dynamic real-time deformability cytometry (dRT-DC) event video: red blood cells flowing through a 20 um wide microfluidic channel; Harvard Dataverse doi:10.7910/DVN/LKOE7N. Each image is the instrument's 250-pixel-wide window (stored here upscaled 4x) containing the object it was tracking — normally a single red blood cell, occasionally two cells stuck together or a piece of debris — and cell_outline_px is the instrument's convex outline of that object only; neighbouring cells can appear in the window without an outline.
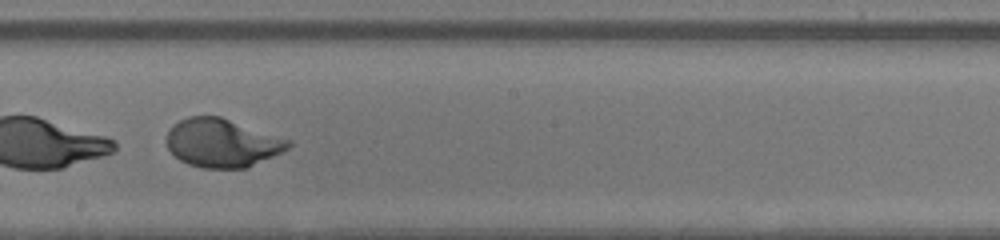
{"species": "human", "species_latin": "Homo sapiens", "temperature_condition": "warm", "stored_images_in_passage": 35, "segment_of_instrument_passage": [2, 2], "camera_frame_rate_fps": 3000, "um_per_image_px": 0.085, "donor": {"sex": "male"}, "frame": {"image": 1, "passage_image": 23, "time_ms": 7.333, "image_size_px": [1000, 240], "cell_outline_px": [[292, 144], [288, 148], [248, 168], [204, 168], [188, 164], [180, 160], [168, 148], [168, 132], [172, 124], [188, 116], [220, 116], [292, 140]], "centroid_in_image_um": [18.89, 12.14], "position_along_channel_um": 229.3, "area_um2": 34.22}}
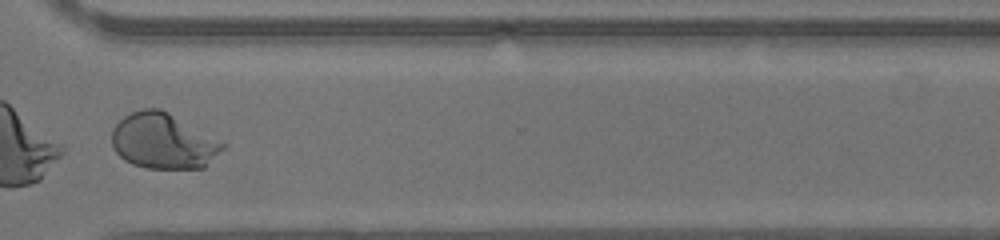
{"frame": {"image": 2, "passage_image": 31, "time_ms": 10.0, "image_size_px": [1000, 240], "cell_outline_px": [[228, 144], [204, 168], [144, 168], [132, 164], [124, 160], [116, 152], [112, 144], [112, 128], [124, 116], [132, 112], [144, 108], [160, 108], [168, 112]], "centroid_in_image_um": [13.88, 11.99], "position_along_channel_um": 356.7, "area_um2": 35.89}}